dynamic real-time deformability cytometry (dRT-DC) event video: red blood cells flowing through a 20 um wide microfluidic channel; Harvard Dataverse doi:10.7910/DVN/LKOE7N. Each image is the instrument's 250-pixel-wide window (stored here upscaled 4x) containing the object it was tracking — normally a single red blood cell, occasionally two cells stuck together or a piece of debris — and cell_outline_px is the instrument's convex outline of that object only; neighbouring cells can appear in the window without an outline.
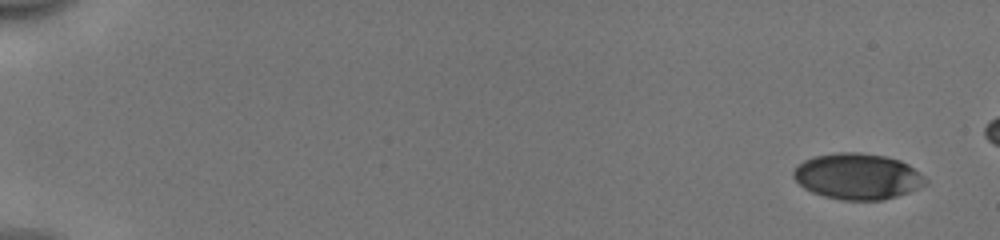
{"species": "human", "species_latin": "Homo sapiens", "temperature_condition": "cold", "stored_images_in_passage": 50, "camera_frame_rate_fps": 3000, "um_per_image_px": 0.085, "donor": {"sex": "male"}, "frame": {"image": 1, "passage_image": 1, "time_ms": 0.0, "image_size_px": [1000, 240], "cell_outline_px": [[928, 184], [908, 192], [884, 200], [840, 200], [824, 196], [812, 192], [804, 188], [792, 176], [792, 172], [804, 160], [816, 156], [836, 152], [860, 152], [884, 156], [900, 160], [908, 164], [924, 176], [928, 180]], "centroid_in_image_um": [72.9, 14.99], "position_along_channel_um": 12.1, "area_um2": 35.37}}
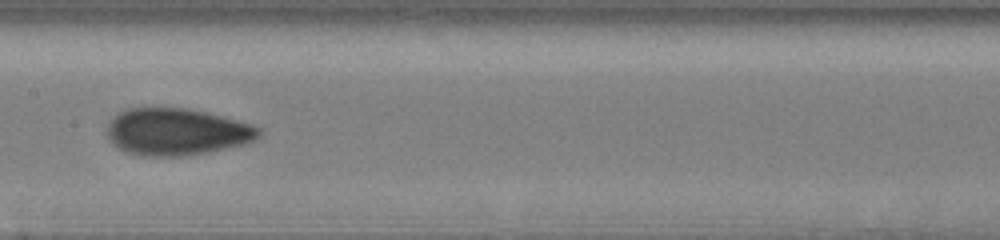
{"frame": {"image": 2, "passage_image": 28, "time_ms": 9.0, "image_size_px": [1000, 240], "cell_outline_px": [[264, 132], [260, 136], [244, 144], [208, 152], [180, 156], [140, 156], [124, 152], [108, 136], [108, 120], [120, 112], [128, 108], [188, 108], [208, 112], [224, 116], [252, 124], [264, 128]], "centroid_in_image_um": [15.07, 11.19], "position_along_channel_um": 192.3, "area_um2": 41.73}}
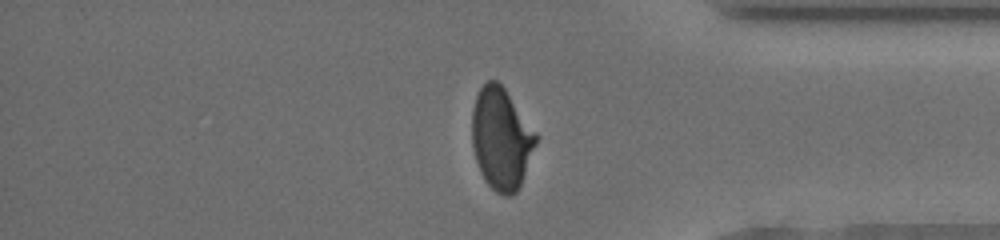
{"frame": {"image": 3, "passage_image": 44, "time_ms": 14.333, "image_size_px": [1000, 240], "cell_outline_px": [[540, 136], [520, 184], [516, 192], [512, 196], [504, 196], [496, 192], [484, 180], [480, 172], [476, 160], [472, 144], [472, 108], [476, 96], [480, 88], [488, 80], [496, 80], [504, 88]], "centroid_in_image_um": [42.61, 11.79], "position_along_channel_um": 392.6, "area_um2": 38.03}}